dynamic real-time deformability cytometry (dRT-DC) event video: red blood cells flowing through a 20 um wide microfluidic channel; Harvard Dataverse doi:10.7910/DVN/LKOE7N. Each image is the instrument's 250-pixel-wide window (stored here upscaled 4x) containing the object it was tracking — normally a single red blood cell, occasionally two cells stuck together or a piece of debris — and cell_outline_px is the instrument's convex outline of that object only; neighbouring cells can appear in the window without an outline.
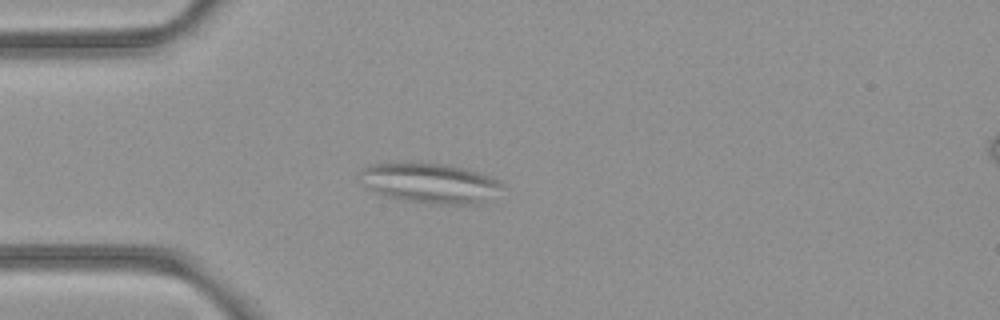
{"species": "common noctule bat (a hibernating species)", "species_latin": "Nyctalus noctula", "temperature_condition": "room temperature", "stored_images_in_passage": 42, "camera_frame_rate_fps": 3000, "um_per_image_px": 0.085, "animal": {"sex": "female", "body_mass_g": 21.9}, "frame": {"image": 1, "passage_image": 4, "time_ms": 1.0, "image_size_px": [1000, 320], "cell_outline_px": [[500, 184], [480, 204], [432, 204], [404, 200], [384, 196], [376, 192], [364, 184], [356, 176], [360, 168], [368, 164], [444, 164], [464, 168], [500, 180]], "centroid_in_image_um": [36.41, 15.56], "position_along_channel_um": 48.6, "area_um2": 32.31}}
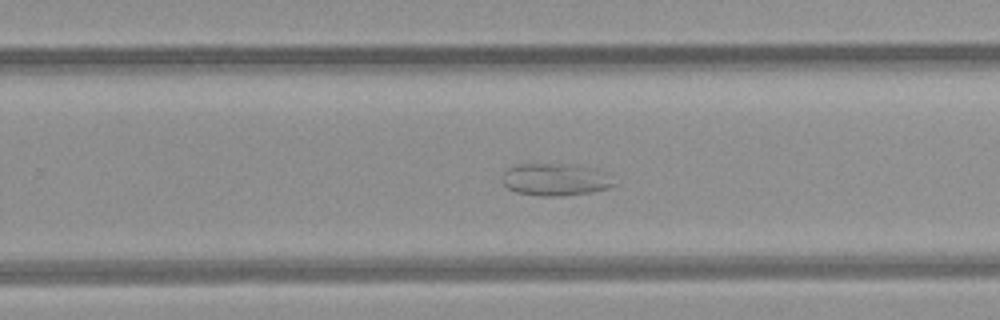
{"frame": {"image": 2, "passage_image": 23, "time_ms": 7.333, "image_size_px": [1000, 320], "cell_outline_px": [[616, 184], [608, 188], [592, 192], [564, 196], [544, 196], [516, 192], [508, 188], [500, 180], [500, 176], [508, 168], [516, 164], [560, 164], [600, 172]], "centroid_in_image_um": [47.06, 15.29], "position_along_channel_um": 282.7, "area_um2": 20.35}}
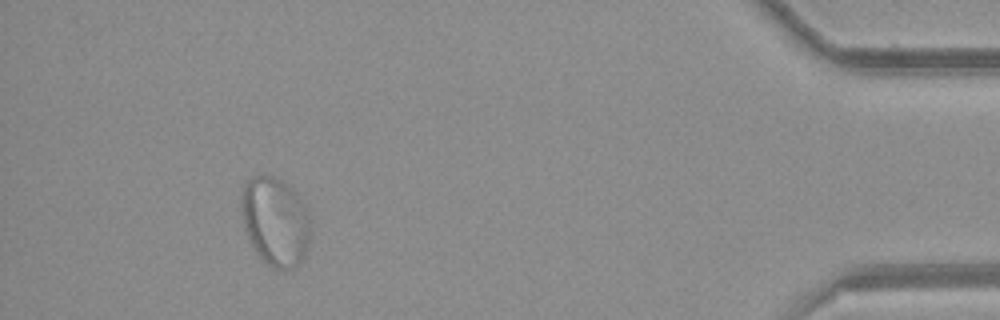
{"frame": {"image": 3, "passage_image": 38, "time_ms": 12.333, "image_size_px": [1000, 320], "cell_outline_px": [[308, 244], [304, 256], [296, 268], [292, 272], [272, 268], [256, 252], [244, 228], [240, 208], [240, 196], [244, 184], [252, 176], [276, 176], [292, 188], [296, 192], [308, 212]], "centroid_in_image_um": [23.37, 18.83], "position_along_channel_um": 411.8, "area_um2": 35.89}}